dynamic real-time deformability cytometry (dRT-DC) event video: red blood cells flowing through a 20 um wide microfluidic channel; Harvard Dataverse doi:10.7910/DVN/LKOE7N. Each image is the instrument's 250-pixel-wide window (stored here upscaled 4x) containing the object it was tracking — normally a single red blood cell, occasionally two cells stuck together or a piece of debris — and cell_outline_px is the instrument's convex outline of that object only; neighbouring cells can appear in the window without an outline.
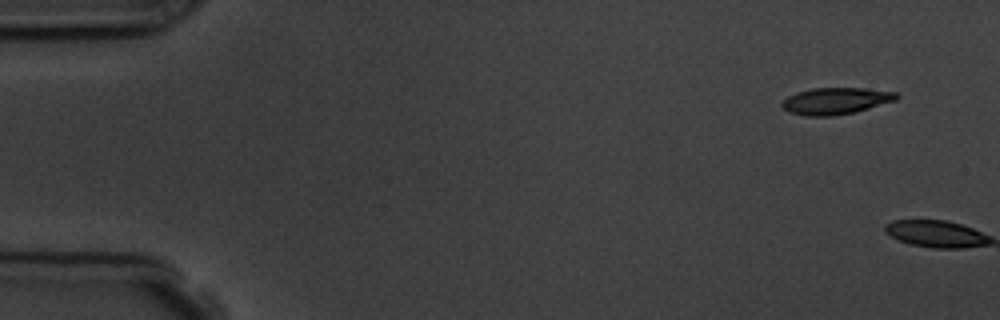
{"species": "common noctule bat (a hibernating species)", "species_latin": "Nyctalus noctula", "temperature_condition": "room temperature", "stored_images_in_passage": 2, "camera_frame_rate_fps": 3000, "um_per_image_px": 0.085, "animal": {"sex": "male", "body_mass_g": 19.5, "forearm_length_mm": 54.6}, "frame": {"image": 1, "passage_image": 1, "time_ms": 0.0, "image_size_px": [1000, 320], "cell_outline_px": [[900, 96], [896, 100], [856, 112], [832, 116], [804, 116], [788, 112], [780, 104], [788, 96], [796, 92], [812, 88], [864, 88], [896, 92]], "centroid_in_image_um": [71.03, 8.58], "position_along_channel_um": 14.0, "area_um2": 17.92}}